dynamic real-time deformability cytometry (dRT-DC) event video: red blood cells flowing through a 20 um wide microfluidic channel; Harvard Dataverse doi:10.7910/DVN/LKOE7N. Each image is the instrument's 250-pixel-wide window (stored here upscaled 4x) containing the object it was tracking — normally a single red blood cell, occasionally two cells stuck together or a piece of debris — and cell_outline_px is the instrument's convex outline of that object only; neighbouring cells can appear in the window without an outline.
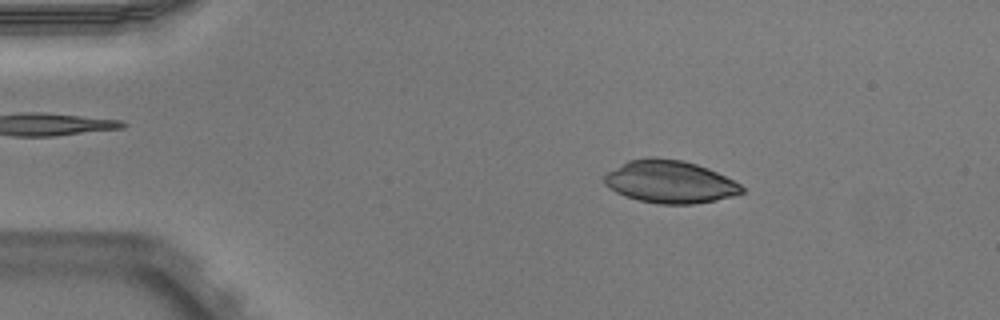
{"species": "Egyptian fruit bat (a non-hibernating species)", "species_latin": "Rousettus aegyptiacus", "temperature_condition": "warm", "stored_images_in_passage": 51, "camera_frame_rate_fps": 3000, "um_per_image_px": 0.085, "animal": {"sex": "male"}, "frame": {"image": 1, "passage_image": 9, "time_ms": 2.667, "image_size_px": [1000, 320], "cell_outline_px": [[744, 192], [732, 196], [716, 200], [692, 204], [656, 204], [624, 196], [608, 188], [604, 184], [604, 176], [608, 172], [628, 160], [652, 156], [656, 156], [680, 160], [696, 164], [708, 168], [740, 184], [744, 188]], "centroid_in_image_um": [56.91, 15.45], "position_along_channel_um": 28.1, "area_um2": 34.1}}
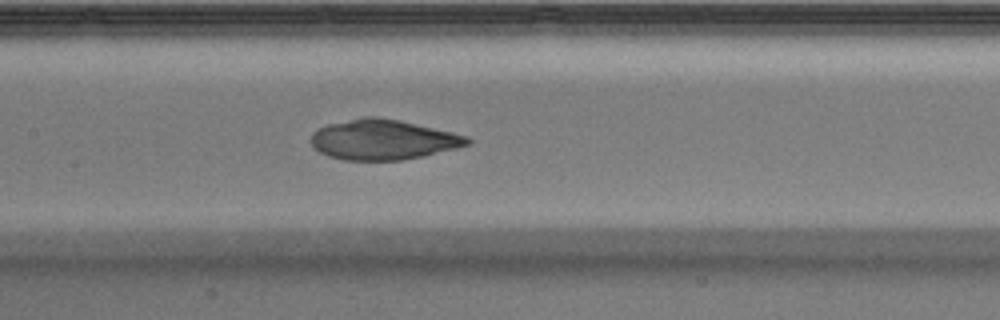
{"frame": {"image": 2, "passage_image": 25, "time_ms": 8.0, "image_size_px": [1000, 320], "cell_outline_px": [[472, 144], [424, 156], [404, 160], [344, 160], [328, 156], [320, 152], [308, 140], [312, 132], [328, 124], [360, 116], [380, 116], [400, 120], [452, 132], [468, 136], [472, 140]], "centroid_in_image_um": [32.56, 11.86], "position_along_channel_um": 174.8, "area_um2": 36.93}}
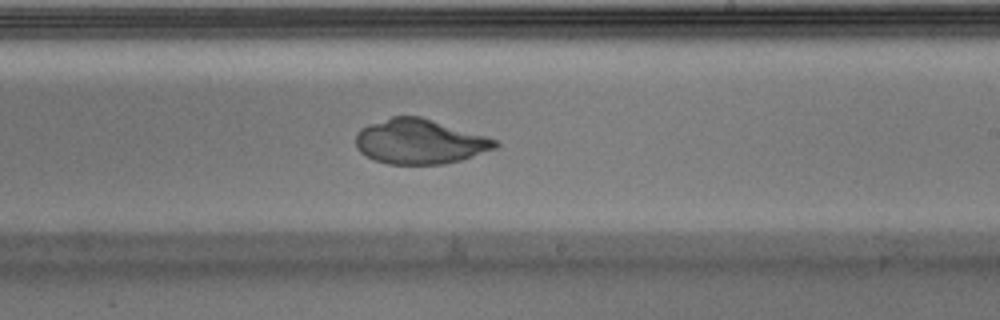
{"frame": {"image": 3, "passage_image": 31, "time_ms": 10.0, "image_size_px": [1000, 320], "cell_outline_px": [[500, 144], [496, 148], [460, 160], [444, 164], [388, 164], [376, 160], [360, 152], [356, 148], [356, 132], [360, 128], [368, 124], [392, 116], [420, 116], [484, 136], [496, 140]], "centroid_in_image_um": [35.63, 12.03], "position_along_channel_um": 253.4, "area_um2": 36.13}}